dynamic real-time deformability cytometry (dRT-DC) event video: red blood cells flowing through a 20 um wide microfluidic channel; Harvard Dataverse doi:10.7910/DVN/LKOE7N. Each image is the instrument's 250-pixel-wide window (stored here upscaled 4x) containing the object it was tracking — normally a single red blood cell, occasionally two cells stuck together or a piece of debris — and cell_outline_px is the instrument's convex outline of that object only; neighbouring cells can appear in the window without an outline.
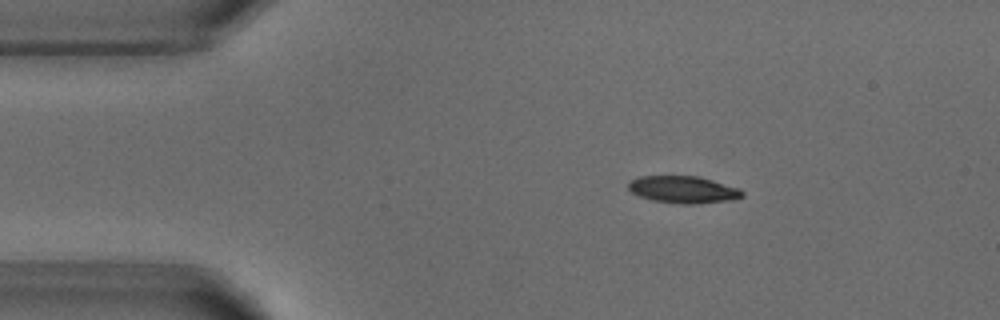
{"species": "common noctule bat (a hibernating species)", "species_latin": "Nyctalus noctula", "temperature_condition": "warm", "stored_images_in_passage": 4, "camera_frame_rate_fps": 3000, "um_per_image_px": 0.085, "animal": {"sex": "male", "body_mass_g": 18.8}, "frame": {"image": 1, "passage_image": 1, "time_ms": 0.0, "image_size_px": [1000, 320], "cell_outline_px": [[744, 196], [736, 200], [696, 204], [680, 204], [652, 200], [640, 196], [632, 192], [628, 188], [628, 184], [632, 180], [640, 176], [696, 176], [712, 180], [740, 188], [744, 192]], "centroid_in_image_um": [58.13, 16.13], "position_along_channel_um": 26.9, "area_um2": 18.09}}
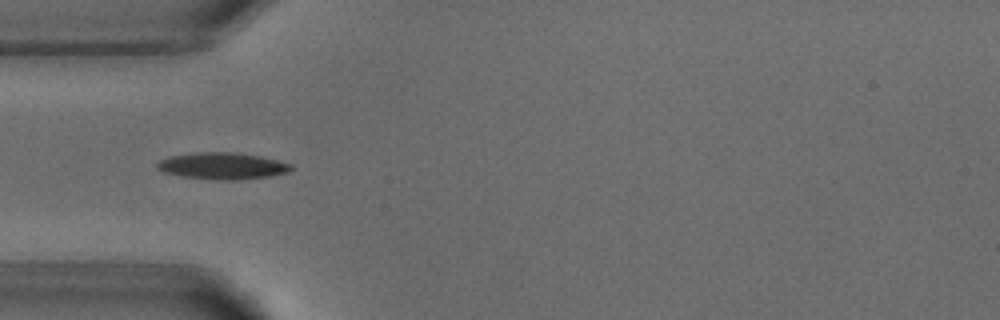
{"frame": {"image": 2, "passage_image": 2, "time_ms": 2.333, "image_size_px": [1000, 320], "cell_outline_px": [[292, 168], [288, 172], [268, 176], [240, 180], [220, 180], [180, 176], [160, 172], [156, 168], [156, 164], [160, 160], [168, 156], [200, 152], [228, 152], [260, 156], [292, 164]], "centroid_in_image_um": [18.84, 14.11], "position_along_channel_um": 66.2, "area_um2": 20.81}}
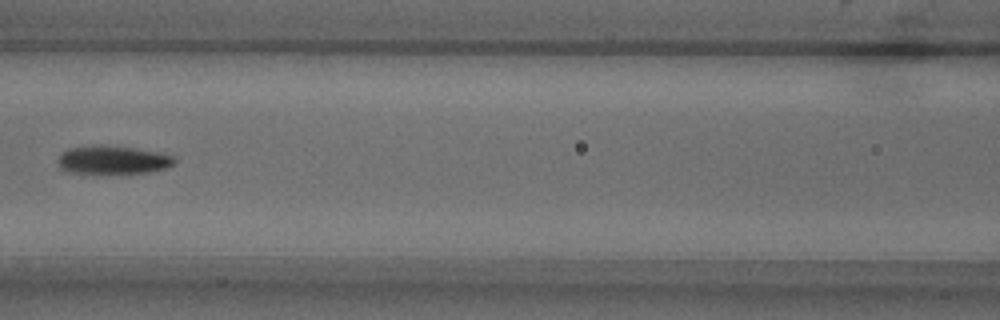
{"frame": {"image": 3, "passage_image": 4, "time_ms": 4.667, "image_size_px": [1000, 320], "cell_outline_px": [[176, 164], [168, 168], [152, 172], [64, 172], [60, 168], [60, 156], [68, 148], [100, 144], [132, 148], [160, 152], [172, 156], [176, 160]], "centroid_in_image_um": [9.65, 13.58], "position_along_channel_um": 156.9, "area_um2": 18.96}}